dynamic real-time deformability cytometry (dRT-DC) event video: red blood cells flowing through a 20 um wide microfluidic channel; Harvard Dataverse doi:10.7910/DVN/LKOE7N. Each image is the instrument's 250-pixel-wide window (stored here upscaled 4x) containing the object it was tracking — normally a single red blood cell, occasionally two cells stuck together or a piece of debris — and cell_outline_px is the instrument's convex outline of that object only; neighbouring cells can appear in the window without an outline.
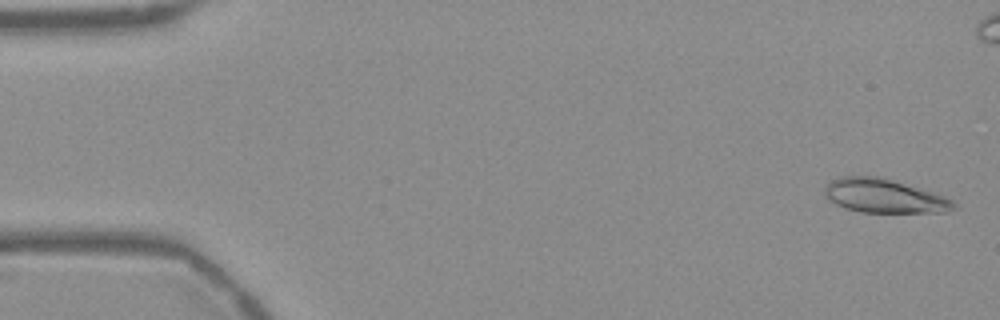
{"species": "Egyptian fruit bat (a non-hibernating species)", "species_latin": "Rousettus aegyptiacus", "temperature_condition": "warm", "stored_images_in_passage": 55, "camera_frame_rate_fps": 3000, "um_per_image_px": 0.085, "frame": {"image": 1, "passage_image": 2, "time_ms": 0.333, "image_size_px": [1000, 320], "cell_outline_px": [[956, 208], [948, 212], [860, 212], [844, 208], [828, 200], [824, 196], [824, 188], [832, 180], [840, 176], [880, 176], [944, 196], [952, 200], [956, 204]], "centroid_in_image_um": [75.12, 16.66], "position_along_channel_um": 9.9, "area_um2": 25.43}}
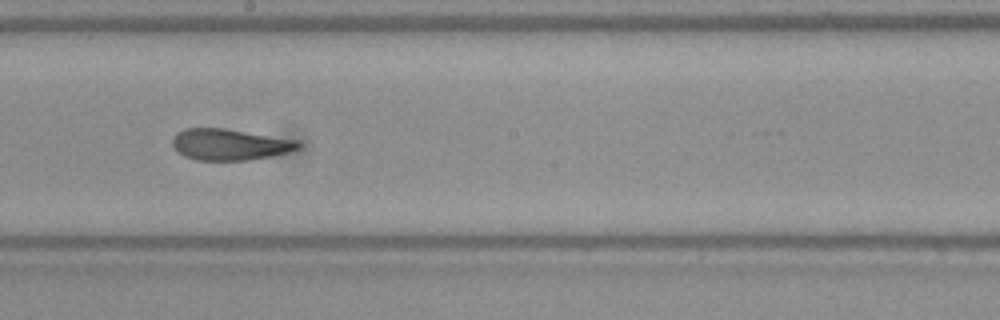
{"frame": {"image": 2, "passage_image": 30, "time_ms": 9.667, "image_size_px": [1000, 320], "cell_outline_px": [[300, 148], [288, 152], [272, 156], [248, 160], [196, 160], [184, 156], [172, 144], [172, 136], [176, 132], [184, 128], [224, 128], [296, 140], [300, 144]], "centroid_in_image_um": [19.49, 12.28], "position_along_channel_um": 228.7, "area_um2": 22.83}}
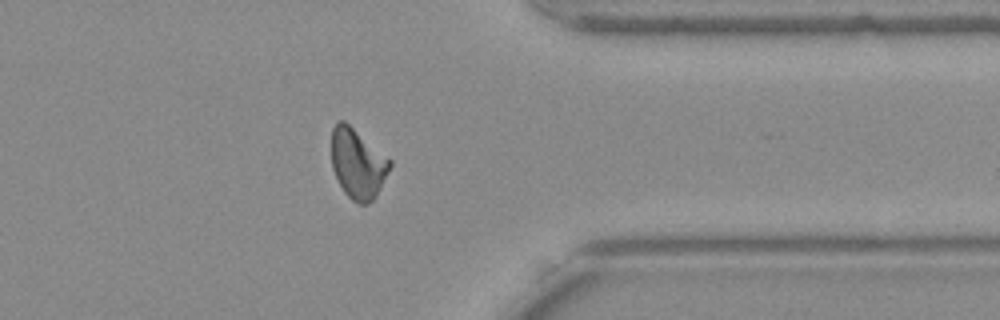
{"frame": {"image": 3, "passage_image": 43, "time_ms": 14.0, "image_size_px": [1000, 320], "cell_outline_px": [[392, 164], [376, 196], [368, 204], [360, 204], [352, 200], [344, 192], [332, 168], [332, 128], [336, 120], [344, 120], [392, 160]], "centroid_in_image_um": [30.4, 13.89], "position_along_channel_um": 381.0, "area_um2": 23.7}, "authors_computed_cell_mechanics": {"area_um2": 23.7558, "velocity_mm_per_s": 3.7588, "shape_relaxation_time_tau1_ms": 7.8139, "shape_relaxation_time_tau2_ms": 1.6294, "deformation_change_tau1": 0.2239, "deformation_change_tau2": 0.0827}}